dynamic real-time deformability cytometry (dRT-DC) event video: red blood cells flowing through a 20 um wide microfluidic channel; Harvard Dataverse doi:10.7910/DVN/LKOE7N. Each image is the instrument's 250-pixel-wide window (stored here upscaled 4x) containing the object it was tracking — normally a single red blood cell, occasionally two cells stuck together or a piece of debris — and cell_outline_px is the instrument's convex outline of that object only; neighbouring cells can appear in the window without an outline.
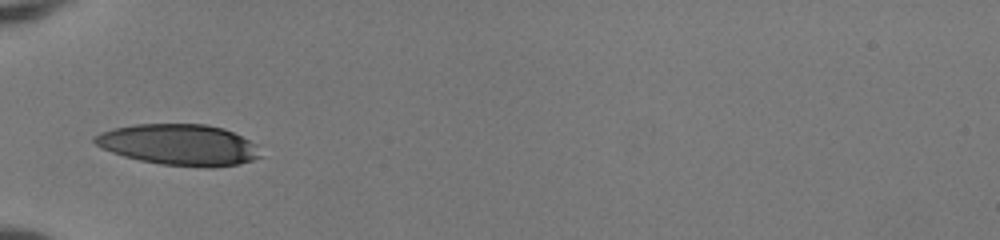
{"species": "human", "species_latin": "Homo sapiens", "temperature_condition": "room temperature", "stored_images_in_passage": 33, "camera_frame_rate_fps": 3000, "um_per_image_px": 0.085, "donor": {"sex": "female"}, "frame": {"image": 1, "passage_image": 1, "time_ms": 0.0, "image_size_px": [1000, 240], "cell_outline_px": [[264, 156], [240, 164], [212, 168], [204, 168], [160, 164], [140, 160], [124, 156], [112, 152], [96, 144], [92, 140], [92, 136], [100, 132], [112, 128], [136, 124], [208, 124], [224, 128], [256, 144]], "centroid_in_image_um": [15.24, 12.31], "position_along_channel_um": 69.8, "area_um2": 40.0}}
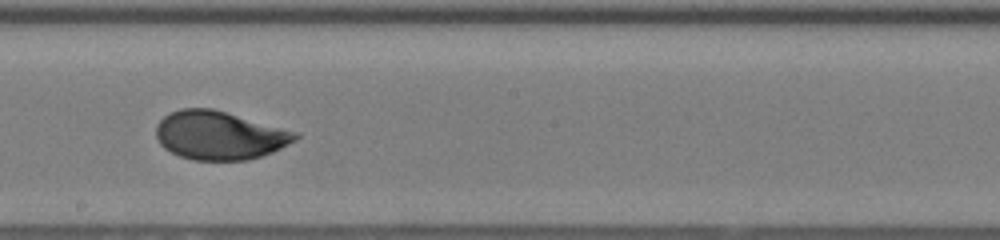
{"frame": {"image": 2, "passage_image": 13, "time_ms": 4.0, "image_size_px": [1000, 240], "cell_outline_px": [[300, 136], [296, 140], [272, 152], [248, 160], [192, 160], [180, 156], [164, 148], [160, 144], [156, 136], [156, 124], [164, 116], [180, 108], [212, 108], [300, 132]], "centroid_in_image_um": [18.66, 11.5], "position_along_channel_um": 229.5, "area_um2": 39.48}}
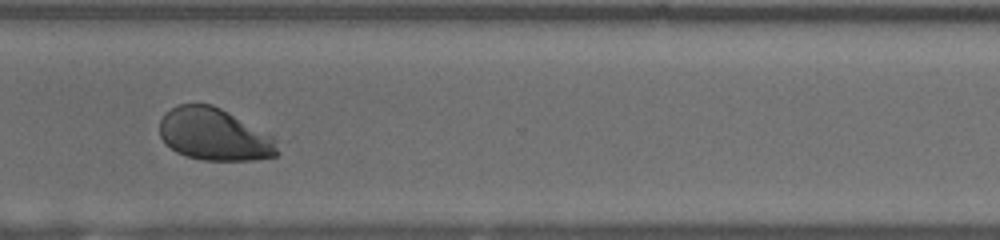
{"frame": {"image": 3, "passage_image": 22, "time_ms": 7.0, "image_size_px": [1000, 240], "cell_outline_px": [[280, 152], [276, 156], [256, 160], [200, 160], [184, 156], [176, 152], [160, 136], [160, 120], [164, 112], [180, 104], [212, 104], [220, 108], [272, 136], [276, 140]], "centroid_in_image_um": [18.21, 11.45], "position_along_channel_um": 352.4, "area_um2": 35.78}, "authors_computed_cell_mechanics": {"area_um2": 39.4774, "velocity_mm_per_s": 4.0826, "shape_relaxation_time_tau1_ms": 3.6069, "shape_relaxation_time_tau2_ms": null, "deformation_change_tau1": 0.1667, "deformation_change_tau2": null}}